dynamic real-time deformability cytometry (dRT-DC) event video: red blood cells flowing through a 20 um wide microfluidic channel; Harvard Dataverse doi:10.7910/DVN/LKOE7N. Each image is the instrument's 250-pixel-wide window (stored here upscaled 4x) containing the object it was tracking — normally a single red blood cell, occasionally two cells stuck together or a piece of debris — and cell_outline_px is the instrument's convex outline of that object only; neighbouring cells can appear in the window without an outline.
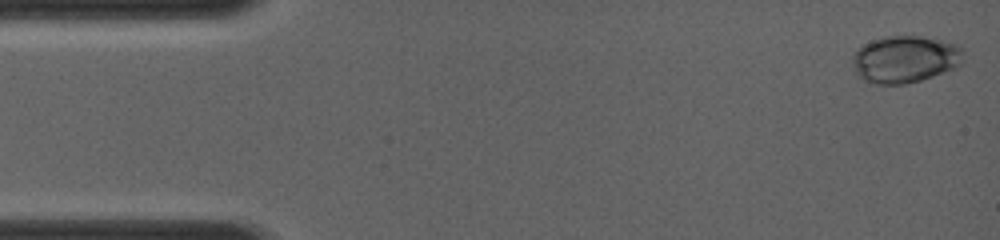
{"species": "common noctule bat (a hibernating species)", "species_latin": "Nyctalus noctula", "temperature_condition": "room temperature", "stored_images_in_passage": 25, "camera_frame_rate_fps": 4000, "um_per_image_px": 0.085, "animal": {"sex": "female", "body_mass_g": 19.0, "forearm_length_mm": 56.7}, "frame": {"image": 1, "passage_image": 1, "time_ms": 0.0, "image_size_px": [1000, 240], "cell_outline_px": [[964, 64], [956, 68], [920, 80], [904, 84], [876, 84], [864, 80], [856, 76], [852, 64], [852, 56], [860, 44], [884, 36], [920, 36], [940, 40], [956, 44], [964, 52]], "centroid_in_image_um": [76.91, 5.03], "position_along_channel_um": 8.1, "area_um2": 30.87}}
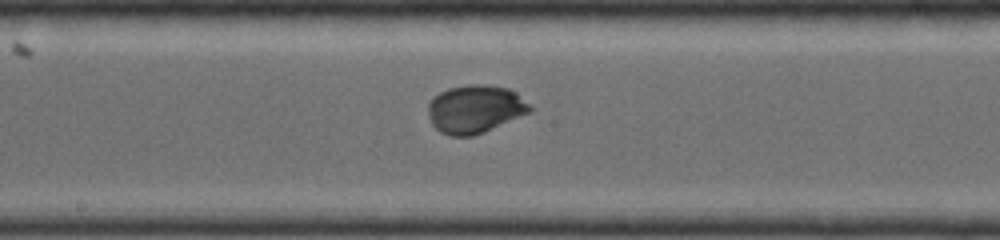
{"frame": {"image": 2, "passage_image": 15, "time_ms": 6.75, "image_size_px": [1000, 240], "cell_outline_px": [[532, 112], [484, 132], [472, 136], [448, 136], [440, 132], [432, 124], [428, 112], [428, 104], [432, 96], [448, 88], [468, 84], [484, 84], [508, 88], [516, 92], [532, 108]], "centroid_in_image_um": [40.37, 9.27], "position_along_channel_um": 207.8, "area_um2": 28.73}}
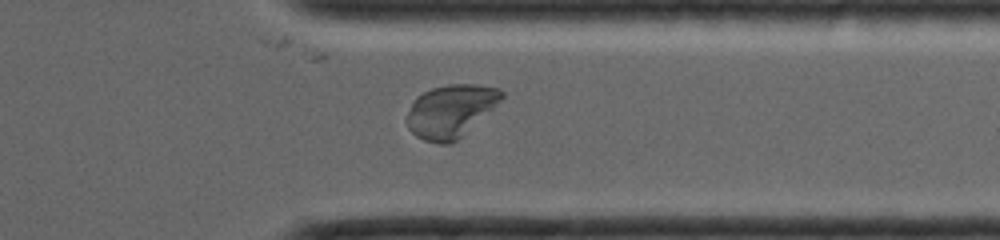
{"frame": {"image": 3, "passage_image": 23, "time_ms": 10.25, "image_size_px": [1000, 240], "cell_outline_px": [[504, 96], [492, 108], [456, 140], [448, 144], [440, 144], [424, 140], [416, 136], [408, 128], [408, 112], [416, 96], [432, 88], [448, 84], [476, 84], [500, 88], [504, 92]], "centroid_in_image_um": [38.29, 9.41], "position_along_channel_um": 373.1, "area_um2": 28.55}}